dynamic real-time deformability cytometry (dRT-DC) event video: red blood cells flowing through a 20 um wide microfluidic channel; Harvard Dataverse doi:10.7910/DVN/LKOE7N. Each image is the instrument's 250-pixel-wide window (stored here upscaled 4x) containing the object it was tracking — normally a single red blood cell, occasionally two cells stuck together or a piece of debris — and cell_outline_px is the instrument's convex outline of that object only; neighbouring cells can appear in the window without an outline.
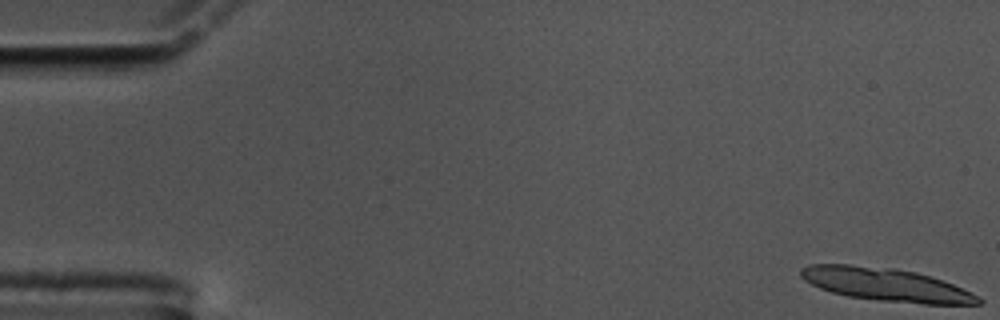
{"species": "common noctule bat (a hibernating species)", "species_latin": "Nyctalus noctula", "temperature_condition": "cold", "stored_images_in_passage": 15, "camera_frame_rate_fps": 3000, "um_per_image_px": 0.085, "animal": {"sex": "male", "body_mass_g": 17.5, "forearm_length_mm": 52.3}, "frame": {"image": 1, "passage_image": 1, "time_ms": 0.0, "image_size_px": [1000, 320], "cell_outline_px": [[984, 300], [980, 304], [924, 304], [880, 300], [848, 296], [832, 292], [820, 288], [804, 280], [800, 276], [800, 268], [808, 264], [848, 264], [892, 268], [916, 272], [952, 284]], "centroid_in_image_um": [75.24, 24.18], "position_along_channel_um": 9.8, "area_um2": 33.76}}